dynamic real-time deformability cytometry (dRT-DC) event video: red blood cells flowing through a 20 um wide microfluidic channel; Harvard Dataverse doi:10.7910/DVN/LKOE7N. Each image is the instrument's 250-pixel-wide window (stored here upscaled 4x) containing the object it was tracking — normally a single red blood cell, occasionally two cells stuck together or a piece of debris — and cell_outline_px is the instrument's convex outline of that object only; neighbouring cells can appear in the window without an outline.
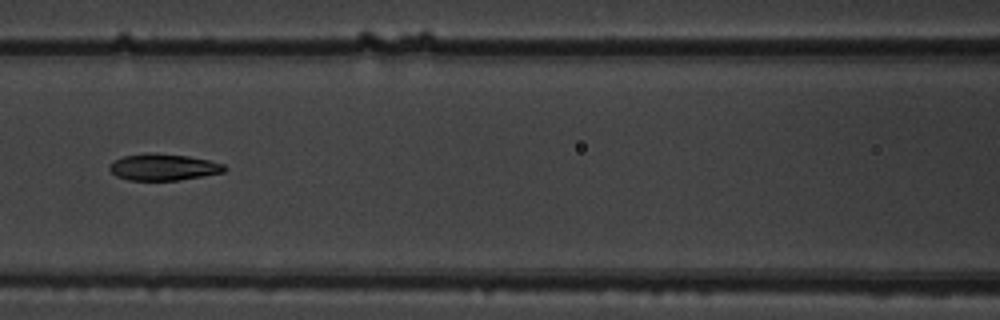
{"species": "common noctule bat (a hibernating species)", "species_latin": "Nyctalus noctula", "temperature_condition": "warm", "stored_images_in_passage": 6, "camera_frame_rate_fps": 3000, "um_per_image_px": 0.085, "animal": {"sex": "male", "body_mass_g": 19.5, "forearm_length_mm": 54.6}, "frame": {"image": 1, "passage_image": 6, "time_ms": 1.667, "image_size_px": [1000, 320], "cell_outline_px": [[228, 168], [224, 172], [204, 176], [180, 180], [128, 180], [116, 176], [108, 168], [108, 164], [112, 160], [124, 156], [144, 152], [152, 152], [188, 156], [208, 160], [224, 164]], "centroid_in_image_um": [13.86, 14.19], "position_along_channel_um": 152.7, "area_um2": 18.09}}